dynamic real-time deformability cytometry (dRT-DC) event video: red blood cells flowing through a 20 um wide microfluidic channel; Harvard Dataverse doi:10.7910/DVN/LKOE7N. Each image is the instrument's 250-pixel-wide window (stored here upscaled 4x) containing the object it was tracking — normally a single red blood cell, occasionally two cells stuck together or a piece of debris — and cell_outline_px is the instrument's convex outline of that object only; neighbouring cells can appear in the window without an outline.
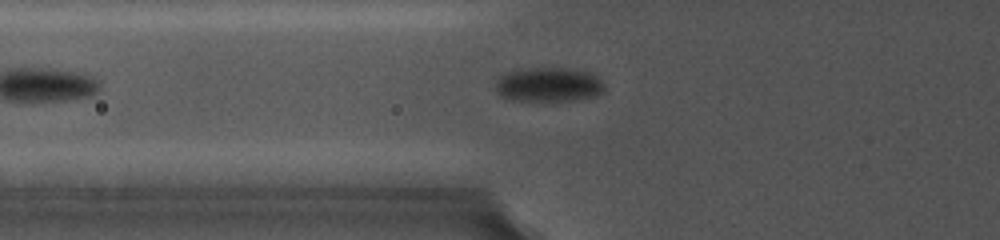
{"species": "common noctule bat (a hibernating species)", "species_latin": "Nyctalus noctula", "temperature_condition": "cold", "stored_images_in_passage": 12, "camera_frame_rate_fps": 5000, "um_per_image_px": 0.085, "animal": {"sex": "female", "body_mass_g": 19.0, "forearm_length_mm": 56.7}, "frame": {"image": 1, "passage_image": 7, "time_ms": 2.2, "image_size_px": [1000, 240], "cell_outline_px": [[604, 92], [592, 96], [576, 100], [512, 100], [500, 96], [496, 92], [496, 80], [504, 72], [516, 68], [568, 68], [592, 72], [604, 84]], "centroid_in_image_um": [46.59, 7.17], "position_along_channel_um": 79.2, "area_um2": 22.02}}